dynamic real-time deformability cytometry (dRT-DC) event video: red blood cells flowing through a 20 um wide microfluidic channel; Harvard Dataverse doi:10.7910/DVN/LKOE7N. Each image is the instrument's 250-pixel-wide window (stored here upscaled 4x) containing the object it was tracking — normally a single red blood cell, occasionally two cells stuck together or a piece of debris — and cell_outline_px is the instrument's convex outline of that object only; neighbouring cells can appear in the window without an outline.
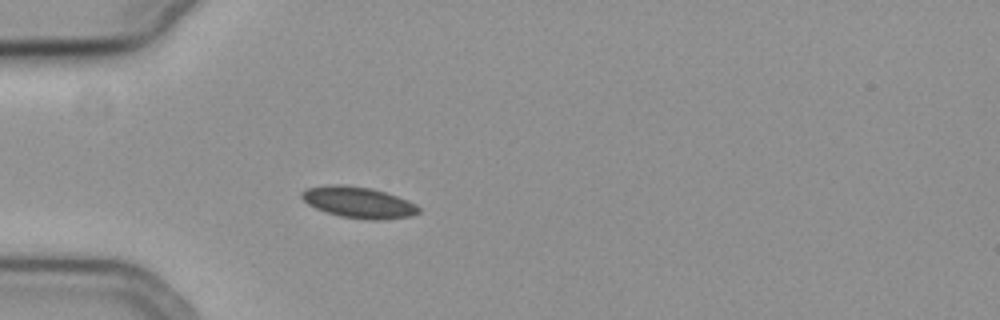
{"species": "common noctule bat (a hibernating species)", "species_latin": "Nyctalus noctula", "temperature_condition": "cold", "stored_images_in_passage": 16, "camera_frame_rate_fps": 3000, "um_per_image_px": 0.085, "animal": {"sex": "female", "body_mass_g": 19.3, "forearm_length_mm": 54.1}, "frame": {"image": 1, "passage_image": 1, "time_ms": 0.0, "image_size_px": [1000, 320], "cell_outline_px": [[420, 212], [412, 216], [384, 220], [368, 220], [340, 216], [324, 212], [308, 204], [300, 196], [300, 192], [308, 188], [332, 184], [344, 184], [372, 188], [408, 200], [416, 204], [420, 208]], "centroid_in_image_um": [30.48, 17.21], "position_along_channel_um": 54.5, "area_um2": 21.44}}
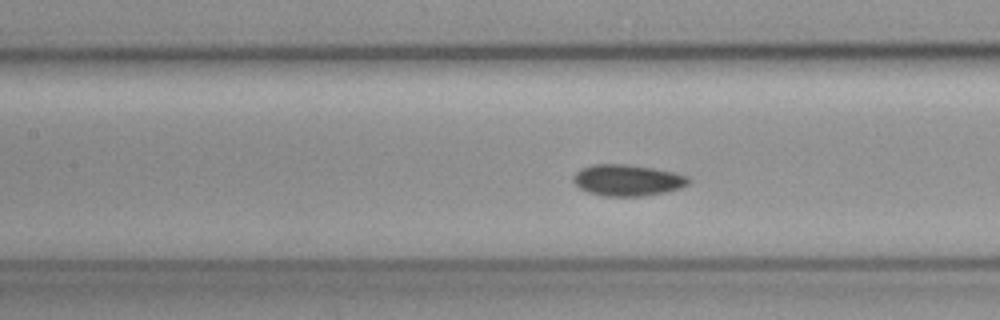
{"frame": {"image": 2, "passage_image": 10, "time_ms": 3.0, "image_size_px": [1000, 320], "cell_outline_px": [[692, 180], [688, 184], [680, 188], [664, 192], [640, 196], [600, 196], [588, 192], [580, 188], [572, 180], [572, 176], [580, 168], [592, 164], [628, 164], [656, 168], [676, 172], [688, 176]], "centroid_in_image_um": [53.34, 15.3], "position_along_channel_um": 154.1, "area_um2": 21.33}}
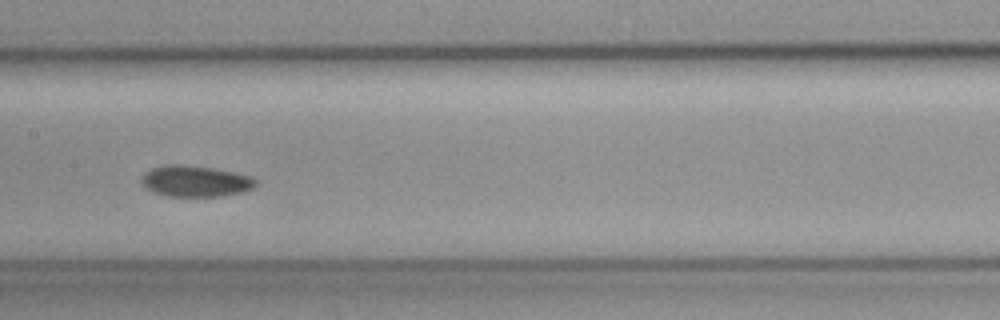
{"frame": {"image": 3, "passage_image": 13, "time_ms": 4.0, "image_size_px": [1000, 320], "cell_outline_px": [[256, 184], [252, 188], [244, 192], [224, 196], [168, 196], [152, 192], [144, 188], [140, 184], [140, 180], [144, 172], [152, 168], [164, 164], [180, 164], [212, 168], [252, 176], [256, 180]], "centroid_in_image_um": [16.55, 15.4], "position_along_channel_um": 190.8, "area_um2": 20.98}}